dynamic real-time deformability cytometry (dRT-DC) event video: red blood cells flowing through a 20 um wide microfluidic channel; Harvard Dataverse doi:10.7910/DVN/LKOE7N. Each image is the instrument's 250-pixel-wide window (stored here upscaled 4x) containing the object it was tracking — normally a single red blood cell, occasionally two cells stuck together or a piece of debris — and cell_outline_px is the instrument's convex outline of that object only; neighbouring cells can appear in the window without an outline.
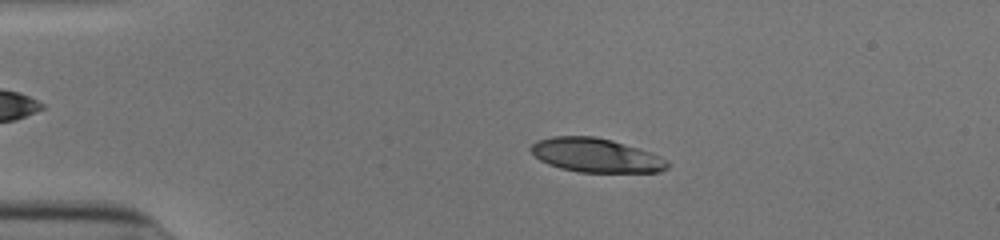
{"species": "human", "species_latin": "Homo sapiens", "temperature_condition": "cold", "stored_images_in_passage": 52, "camera_frame_rate_fps": 3000, "um_per_image_px": 0.085, "donor": {"sex": "male"}, "frame": {"image": 1, "passage_image": 11, "time_ms": 3.333, "image_size_px": [1000, 240], "cell_outline_px": [[668, 168], [660, 172], [580, 172], [560, 168], [548, 164], [540, 160], [528, 148], [536, 140], [552, 136], [596, 136], [612, 140], [652, 152], [668, 160]], "centroid_in_image_um": [50.66, 13.19], "position_along_channel_um": 34.3, "area_um2": 27.22}}
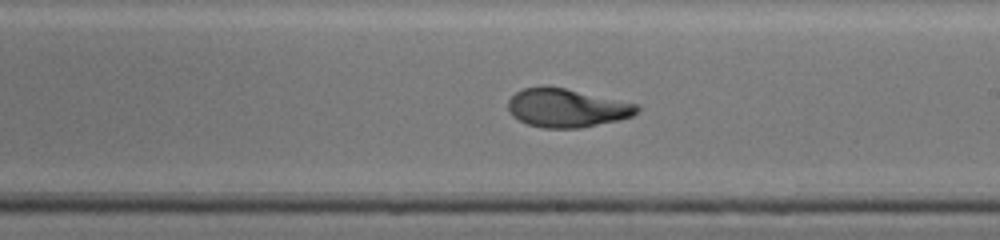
{"frame": {"image": 2, "passage_image": 31, "time_ms": 10.0, "image_size_px": [1000, 240], "cell_outline_px": [[640, 108], [632, 116], [616, 120], [580, 128], [544, 128], [528, 124], [512, 116], [508, 112], [508, 100], [516, 92], [524, 88], [544, 84], [548, 84], [640, 104]], "centroid_in_image_um": [48.15, 9.14], "position_along_channel_um": 240.9, "area_um2": 29.3}}
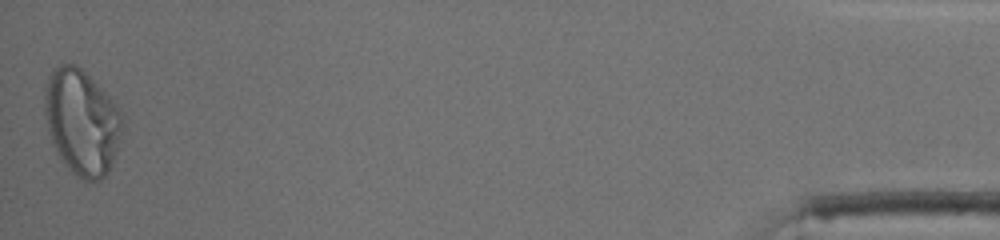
{"frame": {"image": 3, "passage_image": 52, "time_ms": 17.0, "image_size_px": [1000, 240], "cell_outline_px": [[124, 124], [120, 140], [112, 164], [108, 172], [100, 180], [84, 180], [76, 176], [68, 168], [52, 144], [44, 112], [44, 92], [48, 76], [52, 68], [60, 64], [76, 64], [120, 108], [124, 120]], "centroid_in_image_um": [6.95, 10.37], "position_along_channel_um": 428.2, "area_um2": 47.74}, "authors_computed_cell_mechanics": {"area_um2": 29.189, "velocity_mm_per_s": 3.9091, "shape_relaxation_time_tau1_ms": 3.9153, "shape_relaxation_time_tau2_ms": 0.9728, "deformation_change_tau1": 0.1801, "deformation_change_tau2": 0.0636}}